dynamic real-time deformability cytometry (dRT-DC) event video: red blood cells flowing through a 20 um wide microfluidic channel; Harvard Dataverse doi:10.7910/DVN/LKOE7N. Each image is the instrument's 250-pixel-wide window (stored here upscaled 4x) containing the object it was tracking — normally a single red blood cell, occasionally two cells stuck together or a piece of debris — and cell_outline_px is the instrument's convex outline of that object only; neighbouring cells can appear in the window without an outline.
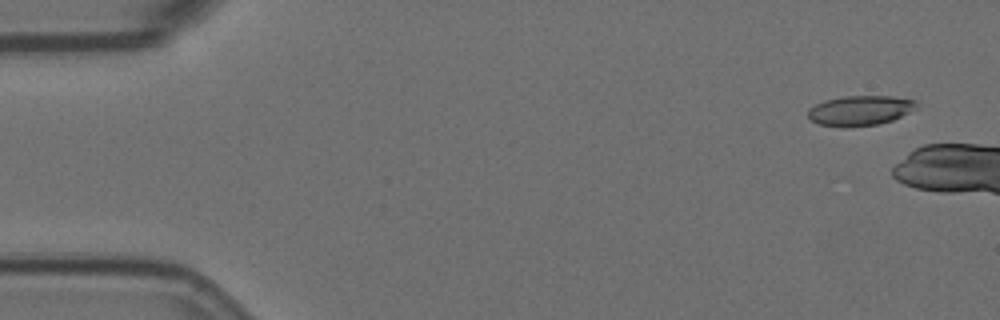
{"species": "Egyptian fruit bat (a non-hibernating species)", "species_latin": "Rousettus aegyptiacus", "temperature_condition": "room temperature", "stored_images_in_passage": 3, "camera_frame_rate_fps": 3000, "um_per_image_px": 0.085, "animal": {"sex": "female"}, "frame": {"image": 1, "passage_image": 1, "time_ms": 0.0, "image_size_px": [1000, 320], "cell_outline_px": [[916, 108], [892, 120], [880, 124], [852, 128], [844, 128], [820, 124], [812, 120], [808, 116], [808, 108], [824, 100], [844, 96], [892, 96], [916, 100]], "centroid_in_image_um": [73.08, 9.4], "position_along_channel_um": 11.9, "area_um2": 19.07}}